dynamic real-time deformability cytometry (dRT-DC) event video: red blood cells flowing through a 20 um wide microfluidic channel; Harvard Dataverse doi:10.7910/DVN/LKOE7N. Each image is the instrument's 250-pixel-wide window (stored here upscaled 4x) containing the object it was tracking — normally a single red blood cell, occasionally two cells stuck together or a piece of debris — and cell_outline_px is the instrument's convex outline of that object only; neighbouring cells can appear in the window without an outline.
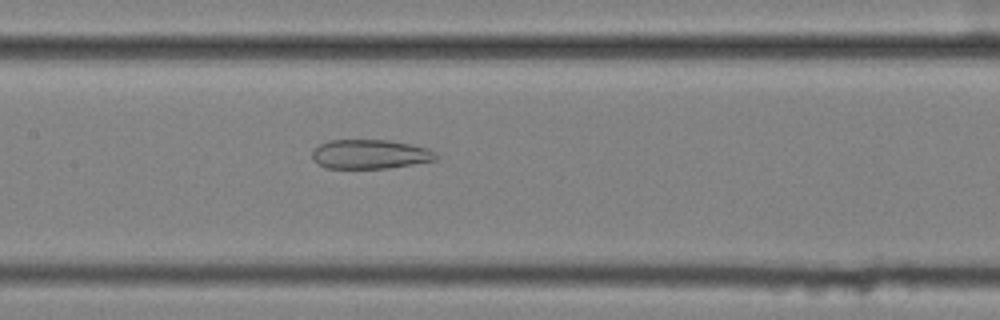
{"species": "common noctule bat (a hibernating species)", "species_latin": "Nyctalus noctula", "temperature_condition": "cold", "stored_images_in_passage": 39, "camera_frame_rate_fps": 3000, "um_per_image_px": 0.085, "animal": {"sex": "female", "body_mass_g": 25.1}, "frame": {"image": 1, "passage_image": 10, "time_ms": 3.0, "image_size_px": [1000, 320], "cell_outline_px": [[440, 156], [436, 160], [412, 164], [384, 168], [324, 168], [316, 164], [312, 160], [312, 152], [320, 144], [328, 140], [388, 140], [428, 148]], "centroid_in_image_um": [31.42, 13.11], "position_along_channel_um": 176.0, "area_um2": 21.1}}
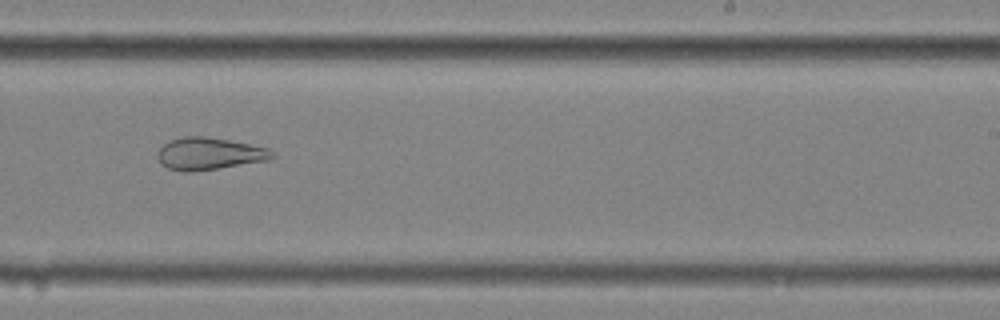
{"frame": {"image": 2, "passage_image": 18, "time_ms": 5.667, "image_size_px": [1000, 320], "cell_outline_px": [[276, 156], [272, 160], [188, 172], [168, 168], [156, 156], [156, 152], [164, 144], [172, 140], [184, 136], [204, 136], [228, 140], [268, 148], [276, 152]], "centroid_in_image_um": [17.84, 13.06], "position_along_channel_um": 271.2, "area_um2": 21.33}}
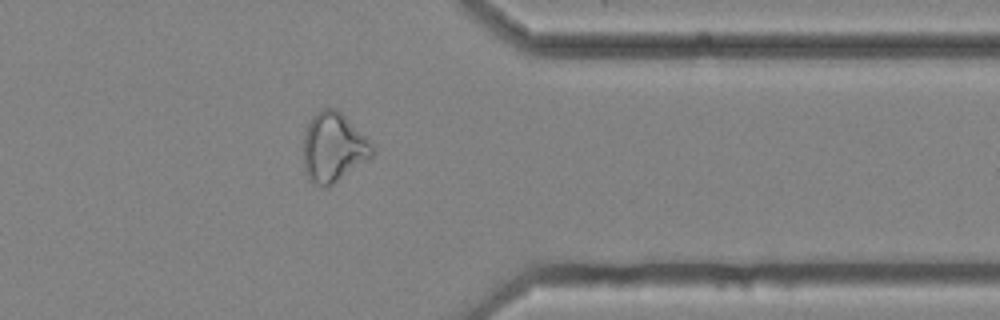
{"frame": {"image": 3, "passage_image": 28, "time_ms": 9.0, "image_size_px": [1000, 320], "cell_outline_px": [[376, 152], [372, 156], [328, 188], [324, 188], [312, 184], [308, 180], [304, 172], [304, 132], [312, 116], [316, 112], [324, 108], [336, 108], [376, 148]], "centroid_in_image_um": [28.31, 12.57], "position_along_channel_um": 383.1, "area_um2": 27.86}, "authors_computed_cell_mechanics": {"area_um2": 25.8366, "velocity_mm_per_s": 3.5809, "shape_relaxation_time_tau1_ms": null, "shape_relaxation_time_tau2_ms": 3.9188, "deformation_change_tau1": null, "deformation_change_tau2": 0.1403}}